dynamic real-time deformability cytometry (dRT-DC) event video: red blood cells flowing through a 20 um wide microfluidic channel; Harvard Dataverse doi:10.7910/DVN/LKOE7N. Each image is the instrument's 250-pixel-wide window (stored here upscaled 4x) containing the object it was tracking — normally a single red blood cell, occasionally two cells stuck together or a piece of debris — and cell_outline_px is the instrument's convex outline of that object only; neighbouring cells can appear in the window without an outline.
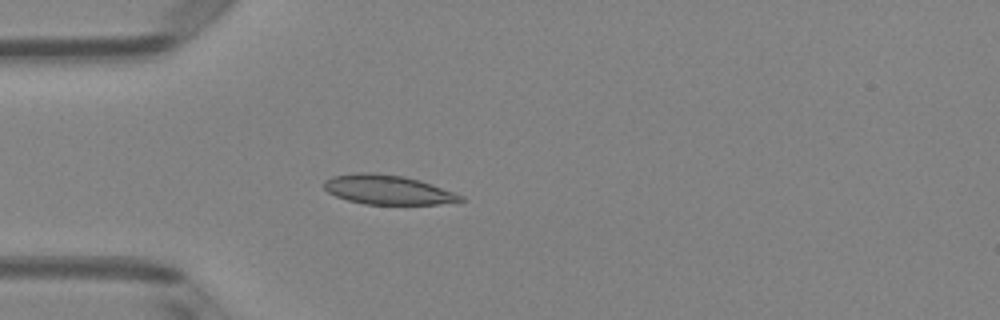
{"species": "Egyptian fruit bat (a non-hibernating species)", "species_latin": "Rousettus aegyptiacus", "temperature_condition": "room temperature", "stored_images_in_passage": 4, "camera_frame_rate_fps": 3000, "um_per_image_px": 0.085, "animal": {"sex": "female"}, "frame": {"image": 1, "passage_image": 4, "time_ms": 1.0, "image_size_px": [1000, 320], "cell_outline_px": [[464, 200], [436, 204], [364, 204], [348, 200], [336, 196], [328, 192], [324, 188], [324, 180], [332, 176], [356, 172], [372, 172], [404, 176], [420, 180], [432, 184], [464, 196]], "centroid_in_image_um": [32.92, 16.11], "position_along_channel_um": 52.1, "area_um2": 23.35}}